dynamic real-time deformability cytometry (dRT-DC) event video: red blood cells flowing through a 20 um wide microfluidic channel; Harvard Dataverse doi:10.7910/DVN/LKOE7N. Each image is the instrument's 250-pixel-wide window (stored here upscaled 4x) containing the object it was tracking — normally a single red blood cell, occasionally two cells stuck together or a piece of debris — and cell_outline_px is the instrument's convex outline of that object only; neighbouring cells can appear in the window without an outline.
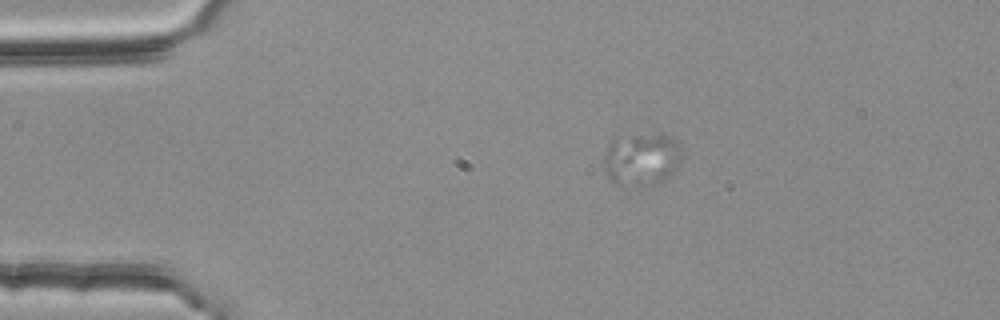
{"species": "common noctule bat (a hibernating species)", "species_latin": "Nyctalus noctula", "temperature_condition": "room temperature", "stored_images_in_passage": 47, "camera_frame_rate_fps": 3000, "um_per_image_px": 0.085, "animal": {"sex": "female", "body_mass_g": 25.1}, "frame": {"image": 1, "passage_image": 1, "time_ms": 0.0, "image_size_px": [1000, 320], "cell_outline_px": [[684, 156], [680, 168], [664, 180], [656, 184], [616, 184], [612, 180], [604, 164], [604, 152], [608, 144], [612, 140], [660, 132], [664, 132], [676, 140], [684, 152]], "centroid_in_image_um": [54.66, 13.5], "position_along_channel_um": 30.3, "area_um2": 24.1}}
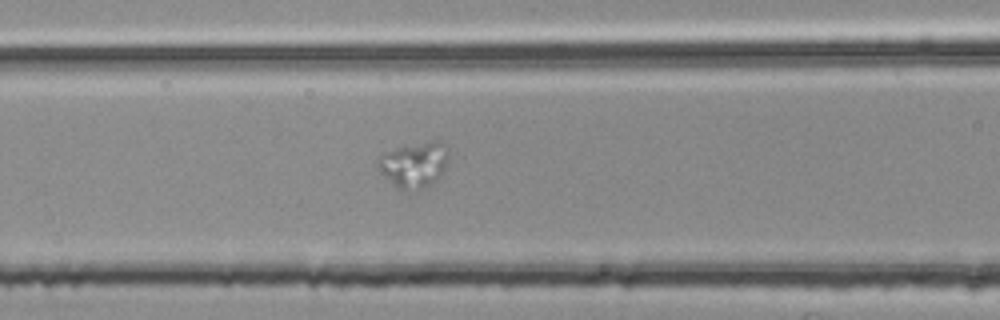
{"frame": {"image": 2, "passage_image": 14, "time_ms": 4.333, "image_size_px": [1000, 320], "cell_outline_px": [[448, 160], [440, 176], [436, 180], [416, 192], [404, 192], [396, 188], [376, 168], [376, 160], [384, 152], [396, 148], [432, 140], [440, 140], [448, 144]], "centroid_in_image_um": [35.19, 14.01], "position_along_channel_um": 131.4, "area_um2": 19.31}}
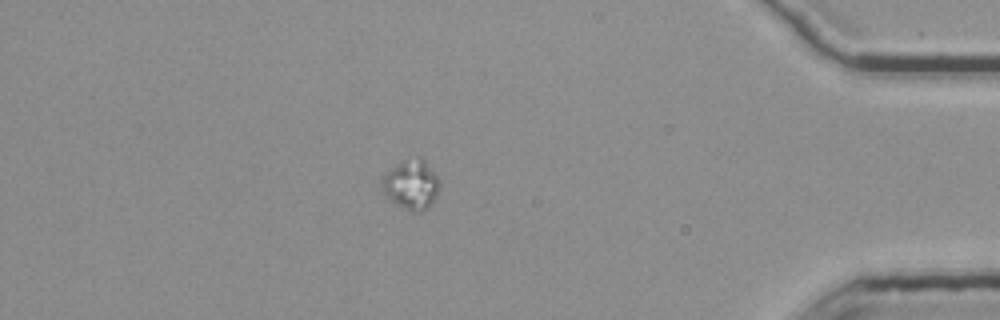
{"frame": {"image": 3, "passage_image": 40, "time_ms": 13.0, "image_size_px": [1000, 320], "cell_outline_px": [[440, 188], [436, 196], [420, 212], [412, 212], [392, 200], [380, 188], [380, 176], [384, 172], [396, 164], [404, 160], [420, 156], [424, 160], [440, 180]], "centroid_in_image_um": [34.92, 15.64], "position_along_channel_um": 400.3, "area_um2": 16.53}}